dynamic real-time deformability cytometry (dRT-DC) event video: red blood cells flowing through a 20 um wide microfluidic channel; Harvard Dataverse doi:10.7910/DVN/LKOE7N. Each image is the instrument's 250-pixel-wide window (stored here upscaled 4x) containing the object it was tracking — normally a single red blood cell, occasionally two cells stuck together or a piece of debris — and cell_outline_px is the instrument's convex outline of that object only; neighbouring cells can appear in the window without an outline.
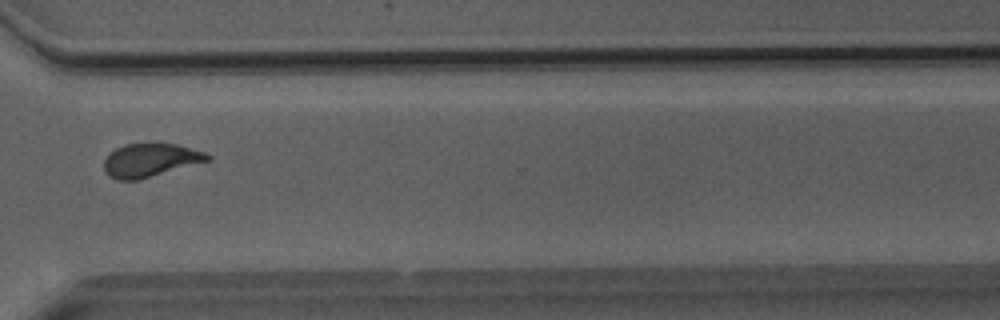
{"species": "Egyptian fruit bat (a non-hibernating species)", "species_latin": "Rousettus aegyptiacus", "temperature_condition": "room temperature", "stored_images_in_passage": 43, "camera_frame_rate_fps": 3000, "um_per_image_px": 0.085, "animal": {"sex": "male"}, "frame": {"image": 1, "passage_image": 30, "time_ms": 9.667, "image_size_px": [1000, 320], "cell_outline_px": [[212, 160], [140, 180], [116, 180], [108, 176], [104, 172], [104, 160], [116, 148], [124, 144], [176, 144], [204, 152], [212, 156]], "centroid_in_image_um": [12.79, 13.64], "position_along_channel_um": 357.8, "area_um2": 20.23}}
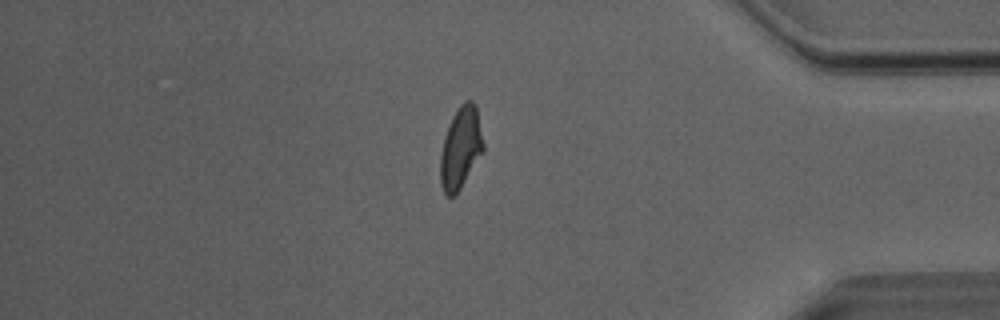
{"frame": {"image": 2, "passage_image": 35, "time_ms": 11.333, "image_size_px": [1000, 320], "cell_outline_px": [[484, 152], [460, 188], [452, 196], [448, 196], [444, 192], [440, 184], [440, 156], [444, 136], [452, 116], [460, 104], [464, 100], [472, 100], [476, 104], [484, 144]], "centroid_in_image_um": [39.16, 12.53], "position_along_channel_um": 396.0, "area_um2": 20.58}}
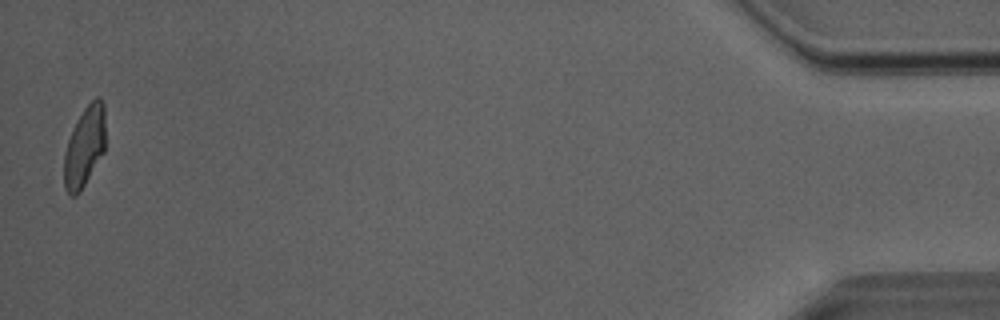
{"frame": {"image": 3, "passage_image": 42, "time_ms": 13.667, "image_size_px": [1000, 320], "cell_outline_px": [[104, 152], [80, 192], [76, 196], [72, 196], [64, 188], [64, 152], [68, 140], [84, 108], [96, 96], [100, 96], [104, 104]], "centroid_in_image_um": [7.18, 12.48], "position_along_channel_um": 428.0, "area_um2": 19.13}, "authors_computed_cell_mechanics": {"area_um2": 20.3456, "velocity_mm_per_s": 4.0655, "shape_relaxation_time_tau1_ms": 5.2234, "shape_relaxation_time_tau2_ms": 1.2121, "deformation_change_tau1": 0.1619, "deformation_change_tau2": 0.0721}}